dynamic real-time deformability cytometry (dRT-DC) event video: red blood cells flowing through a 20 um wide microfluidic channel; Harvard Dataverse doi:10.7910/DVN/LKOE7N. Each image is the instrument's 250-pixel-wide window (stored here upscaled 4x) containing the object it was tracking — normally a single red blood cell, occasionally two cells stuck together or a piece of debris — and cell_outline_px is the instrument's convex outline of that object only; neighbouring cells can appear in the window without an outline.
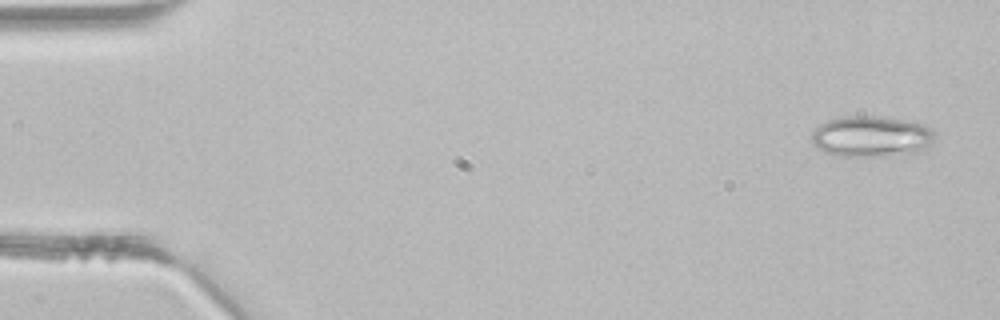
{"species": "common noctule bat (a hibernating species)", "species_latin": "Nyctalus noctula", "temperature_condition": "room temperature", "stored_images_in_passage": 2, "camera_frame_rate_fps": 3000, "um_per_image_px": 0.085, "animal": {"sex": "male", "body_mass_g": 21.5, "forearm_length_mm": 52.0}, "frame": {"image": 1, "passage_image": 1, "time_ms": 0.0, "image_size_px": [1000, 320], "cell_outline_px": [[936, 136], [928, 148], [924, 152], [912, 156], [836, 156], [824, 152], [816, 148], [812, 144], [812, 132], [820, 124], [828, 120], [844, 116], [884, 116], [912, 120], [924, 124], [932, 128], [936, 132]], "centroid_in_image_um": [74.17, 11.62], "position_along_channel_um": 10.8, "area_um2": 30.69}}